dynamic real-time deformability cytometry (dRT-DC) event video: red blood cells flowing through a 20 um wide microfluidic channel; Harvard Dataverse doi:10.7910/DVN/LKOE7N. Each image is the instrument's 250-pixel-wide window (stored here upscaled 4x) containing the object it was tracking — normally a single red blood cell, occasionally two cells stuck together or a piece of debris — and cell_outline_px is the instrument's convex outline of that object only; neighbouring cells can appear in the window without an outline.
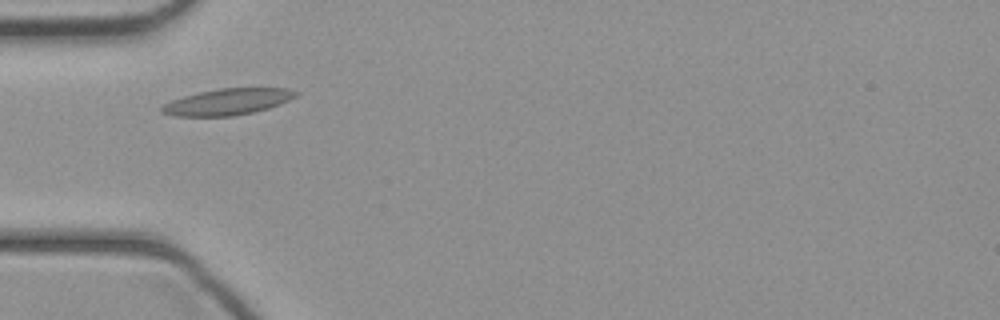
{"species": "common noctule bat (a hibernating species)", "species_latin": "Nyctalus noctula", "temperature_condition": "cold", "stored_images_in_passage": 32, "camera_frame_rate_fps": 3000, "um_per_image_px": 0.085, "animal": {"sex": "female", "body_mass_g": 21.9}, "frame": {"image": 1, "passage_image": 1, "time_ms": 0.0, "image_size_px": [1000, 320], "cell_outline_px": [[300, 92], [296, 96], [280, 104], [268, 108], [252, 112], [232, 116], [176, 116], [160, 112], [160, 108], [164, 104], [172, 100], [184, 96], [200, 92], [220, 88], [288, 88]], "centroid_in_image_um": [19.35, 8.65], "position_along_channel_um": 65.6, "area_um2": 20.4}}
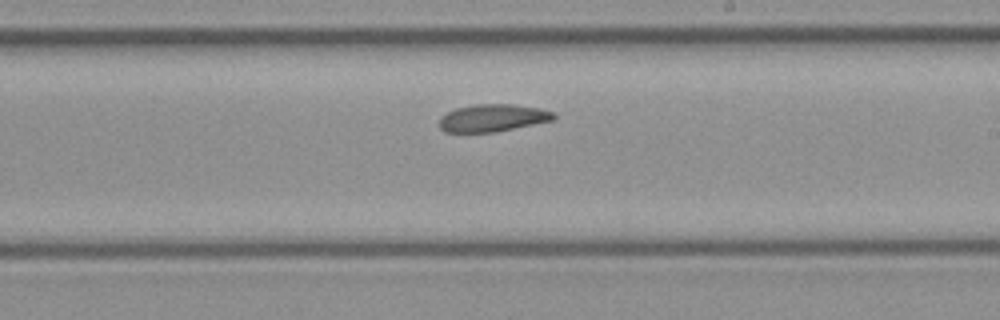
{"frame": {"image": 2, "passage_image": 13, "time_ms": 4.0, "image_size_px": [1000, 320], "cell_outline_px": [[556, 120], [496, 132], [444, 132], [440, 128], [440, 116], [456, 108], [476, 104], [512, 104], [540, 108], [552, 112], [556, 116]], "centroid_in_image_um": [41.9, 10.03], "position_along_channel_um": 247.1, "area_um2": 18.38}}
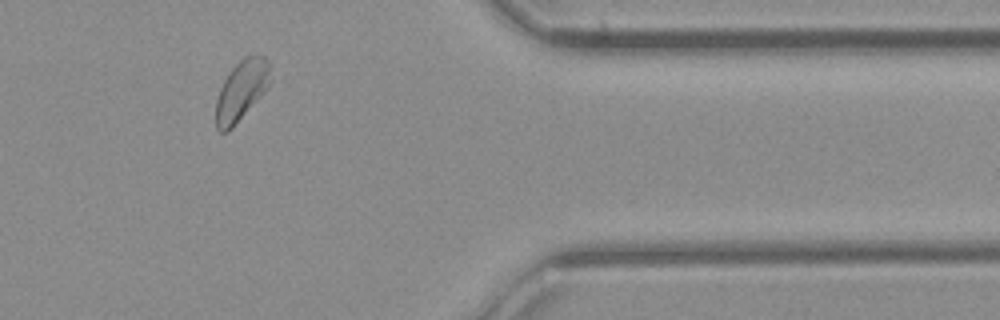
{"frame": {"image": 3, "passage_image": 24, "time_ms": 7.667, "image_size_px": [1000, 320], "cell_outline_px": [[272, 80], [268, 88], [232, 128], [228, 132], [220, 132], [216, 128], [216, 100], [220, 88], [228, 72], [244, 56], [252, 52], [260, 52], [268, 60]], "centroid_in_image_um": [20.55, 7.62], "position_along_channel_um": 390.8, "area_um2": 19.54}}